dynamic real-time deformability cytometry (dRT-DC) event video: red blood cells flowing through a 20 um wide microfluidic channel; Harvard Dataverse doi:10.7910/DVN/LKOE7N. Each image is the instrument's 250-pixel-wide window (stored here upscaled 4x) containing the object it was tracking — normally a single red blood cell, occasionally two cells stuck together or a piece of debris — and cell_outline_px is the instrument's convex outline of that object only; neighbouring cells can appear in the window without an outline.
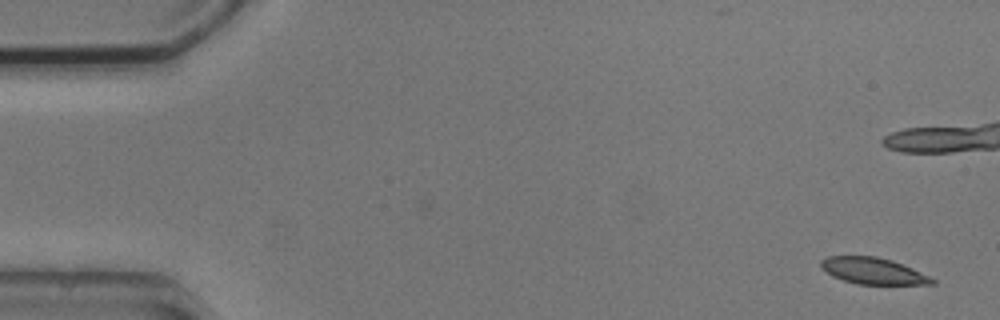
{"species": "common noctule bat (a hibernating species)", "species_latin": "Nyctalus noctula", "temperature_condition": "cold", "stored_images_in_passage": 10, "camera_frame_rate_fps": 3000, "um_per_image_px": 0.085, "animal": {"sex": "male", "body_mass_g": 20.5, "forearm_length_mm": 52.5}, "frame": {"image": 1, "passage_image": 1, "time_ms": 0.0, "image_size_px": [1000, 320], "cell_outline_px": [[936, 284], [856, 284], [832, 276], [820, 264], [820, 260], [828, 256], [876, 256], [892, 260], [912, 268], [936, 280]], "centroid_in_image_um": [74.22, 23.02], "position_along_channel_um": 10.8, "area_um2": 16.94}}
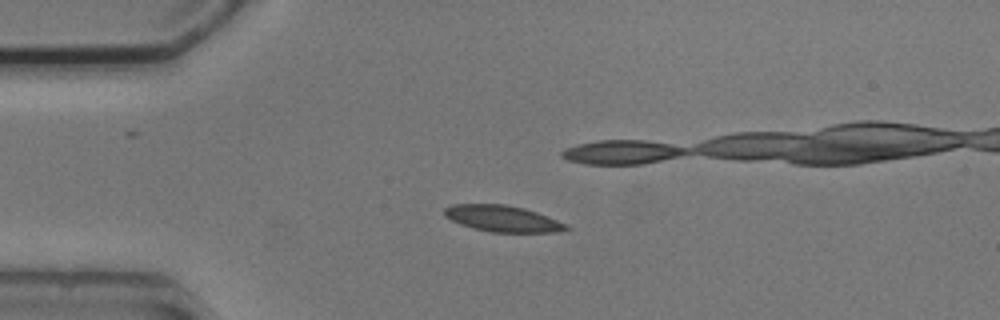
{"frame": {"image": 2, "passage_image": 4, "time_ms": 3.667, "image_size_px": [1000, 320], "cell_outline_px": [[572, 228], [556, 232], [492, 232], [472, 228], [460, 224], [444, 216], [444, 208], [452, 204], [504, 204], [524, 208], [536, 212], [568, 224]], "centroid_in_image_um": [42.72, 18.58], "position_along_channel_um": 42.3, "area_um2": 18.67}}